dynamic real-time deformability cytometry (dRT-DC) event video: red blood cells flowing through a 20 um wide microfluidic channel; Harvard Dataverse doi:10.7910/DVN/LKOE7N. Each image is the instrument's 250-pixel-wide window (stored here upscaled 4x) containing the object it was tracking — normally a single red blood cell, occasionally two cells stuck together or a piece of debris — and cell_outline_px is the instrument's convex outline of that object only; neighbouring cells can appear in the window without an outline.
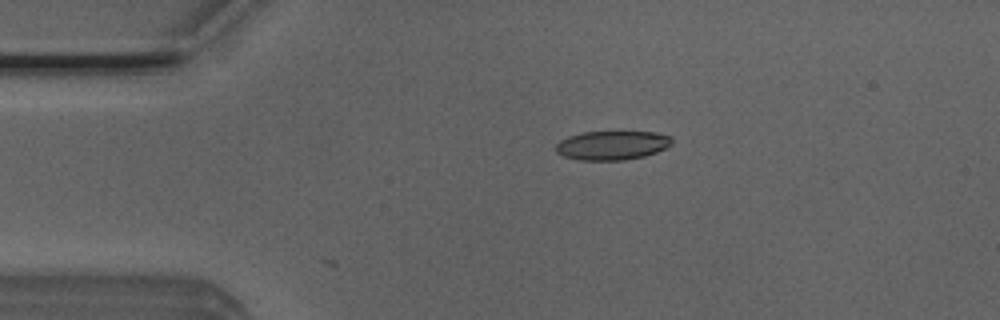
{"species": "Egyptian fruit bat (a non-hibernating species)", "species_latin": "Rousettus aegyptiacus", "temperature_condition": "room temperature", "stored_images_in_passage": 11, "camera_frame_rate_fps": 3000, "um_per_image_px": 0.085, "animal": {"sex": "male"}, "frame": {"image": 1, "passage_image": 11, "time_ms": 3.333, "image_size_px": [1000, 320], "cell_outline_px": [[672, 144], [656, 152], [644, 156], [624, 160], [580, 160], [564, 156], [556, 152], [556, 144], [560, 140], [568, 136], [584, 132], [616, 128], [620, 128], [656, 132], [672, 136]], "centroid_in_image_um": [52.06, 12.28], "position_along_channel_um": 32.9, "area_um2": 20.69}}